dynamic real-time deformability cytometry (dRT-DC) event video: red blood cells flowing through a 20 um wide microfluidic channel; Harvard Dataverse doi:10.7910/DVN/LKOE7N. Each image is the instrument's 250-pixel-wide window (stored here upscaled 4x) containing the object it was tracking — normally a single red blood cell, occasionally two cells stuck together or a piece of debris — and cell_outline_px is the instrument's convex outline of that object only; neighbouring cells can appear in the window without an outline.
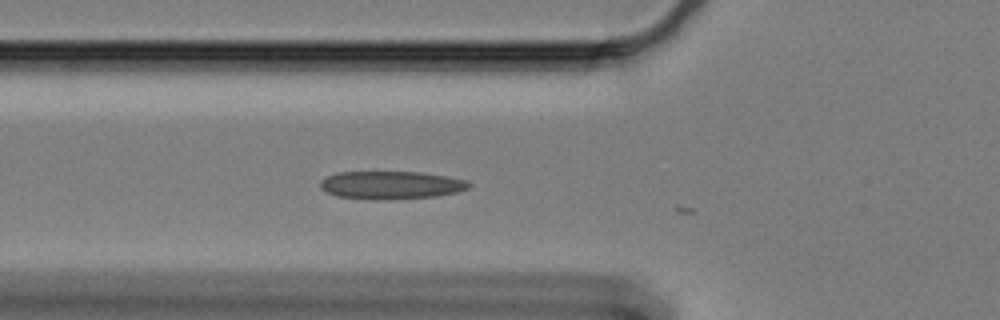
{"species": "Egyptian fruit bat (a non-hibernating species)", "species_latin": "Rousettus aegyptiacus", "temperature_condition": "cold", "stored_images_in_passage": 6, "camera_frame_rate_fps": 3000, "um_per_image_px": 0.085, "animal": {"sex": "female"}, "frame": {"image": 1, "passage_image": 4, "time_ms": 1.0, "image_size_px": [1000, 320], "cell_outline_px": [[472, 184], [468, 188], [456, 192], [436, 196], [388, 200], [372, 200], [336, 196], [320, 188], [320, 180], [336, 172], [420, 172], [468, 180]], "centroid_in_image_um": [33.22, 15.74], "position_along_channel_um": 92.6, "area_um2": 24.33}}